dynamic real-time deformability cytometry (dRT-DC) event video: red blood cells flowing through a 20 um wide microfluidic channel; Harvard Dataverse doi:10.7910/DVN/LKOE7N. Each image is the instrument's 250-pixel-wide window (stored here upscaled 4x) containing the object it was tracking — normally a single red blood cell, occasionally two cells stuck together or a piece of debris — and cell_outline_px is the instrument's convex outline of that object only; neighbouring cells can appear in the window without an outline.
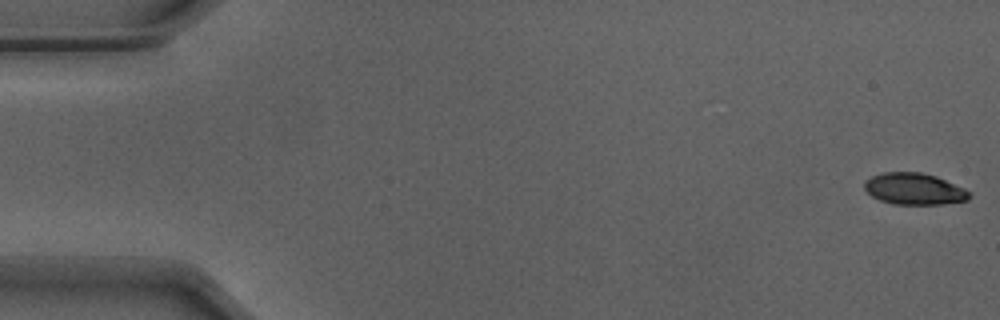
{"species": "Egyptian fruit bat (a non-hibernating species)", "species_latin": "Rousettus aegyptiacus", "temperature_condition": "warm", "stored_images_in_passage": 53, "camera_frame_rate_fps": 3000, "um_per_image_px": 0.085, "animal": {"sex": "male"}, "frame": {"image": 1, "passage_image": 1, "time_ms": 0.0, "image_size_px": [1000, 320], "cell_outline_px": [[972, 196], [968, 200], [940, 204], [892, 204], [880, 200], [872, 196], [864, 188], [864, 180], [872, 176], [884, 172], [920, 172], [936, 176], [964, 188], [972, 192]], "centroid_in_image_um": [77.72, 16.05], "position_along_channel_um": 7.3, "area_um2": 19.36}}
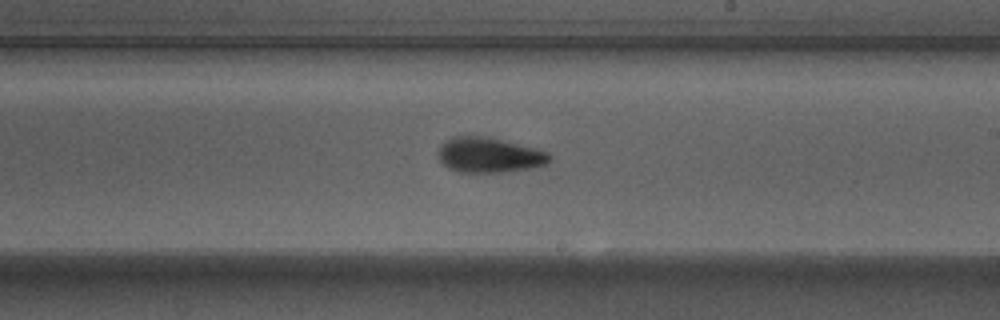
{"frame": {"image": 2, "passage_image": 31, "time_ms": 10.0, "image_size_px": [1000, 320], "cell_outline_px": [[552, 160], [544, 164], [532, 168], [500, 172], [460, 172], [448, 168], [436, 156], [436, 152], [440, 144], [452, 136], [488, 136], [548, 152], [552, 156]], "centroid_in_image_um": [41.53, 13.17], "position_along_channel_um": 247.5, "area_um2": 22.89}}
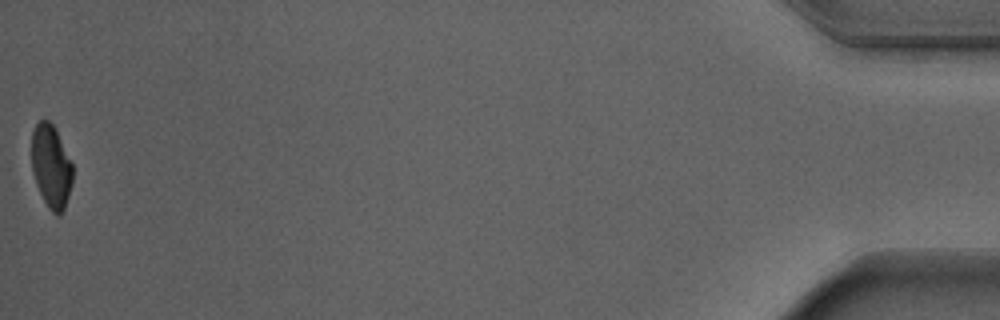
{"frame": {"image": 3, "passage_image": 53, "time_ms": 17.333, "image_size_px": [1000, 320], "cell_outline_px": [[72, 184], [64, 208], [60, 216], [56, 216], [48, 208], [36, 184], [32, 168], [32, 132], [36, 124], [40, 120], [48, 120], [56, 128], [72, 164]], "centroid_in_image_um": [4.35, 14.14], "position_along_channel_um": 430.9, "area_um2": 19.83}, "authors_computed_cell_mechanics": {"area_um2": 21.5594, "velocity_mm_per_s": 3.8985, "shape_relaxation_time_tau1_ms": 2.2943, "shape_relaxation_time_tau2_ms": 2.5143, "deformation_change_tau1": 0.1663, "deformation_change_tau2": 0.0934}}